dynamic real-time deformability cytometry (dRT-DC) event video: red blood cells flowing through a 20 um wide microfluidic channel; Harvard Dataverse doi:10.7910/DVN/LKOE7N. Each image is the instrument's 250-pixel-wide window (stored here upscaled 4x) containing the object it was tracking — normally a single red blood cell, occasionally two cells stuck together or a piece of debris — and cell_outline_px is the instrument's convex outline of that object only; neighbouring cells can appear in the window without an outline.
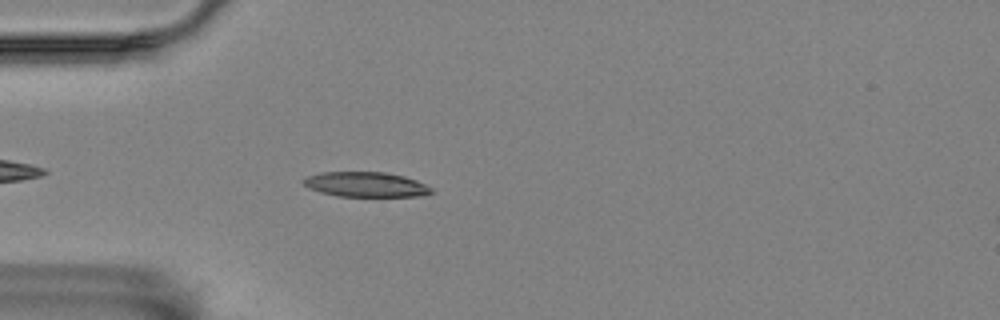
{"species": "Egyptian fruit bat (a non-hibernating species)", "species_latin": "Rousettus aegyptiacus", "temperature_condition": "room temperature", "stored_images_in_passage": 5, "camera_frame_rate_fps": 3000, "um_per_image_px": 0.085, "animal": {"sex": "female"}, "frame": {"image": 1, "passage_image": 5, "time_ms": 1.333, "image_size_px": [1000, 320], "cell_outline_px": [[436, 192], [424, 196], [336, 196], [320, 192], [308, 188], [300, 180], [308, 176], [324, 172], [384, 172], [404, 176], [416, 180], [432, 188]], "centroid_in_image_um": [31.11, 15.68], "position_along_channel_um": 53.9, "area_um2": 18.67}}